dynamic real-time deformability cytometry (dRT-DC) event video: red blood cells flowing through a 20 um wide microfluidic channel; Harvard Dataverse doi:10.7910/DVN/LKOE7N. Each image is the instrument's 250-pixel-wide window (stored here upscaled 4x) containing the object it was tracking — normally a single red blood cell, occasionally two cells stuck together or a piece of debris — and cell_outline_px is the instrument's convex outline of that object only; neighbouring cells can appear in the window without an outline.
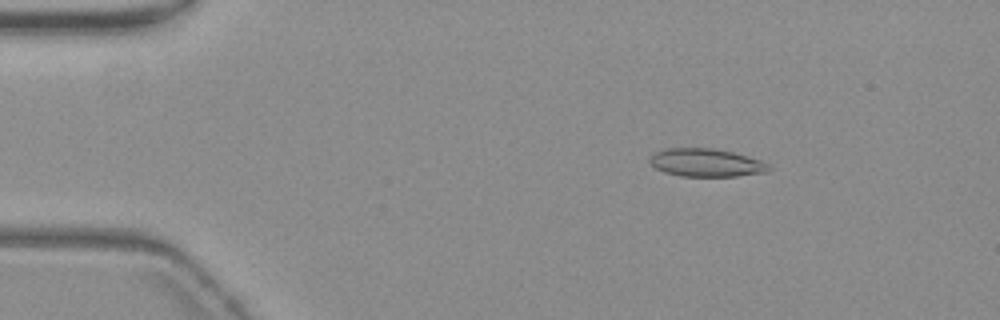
{"species": "common noctule bat (a hibernating species)", "species_latin": "Nyctalus noctula", "temperature_condition": "warm", "stored_images_in_passage": 55, "camera_frame_rate_fps": 3000, "um_per_image_px": 0.085, "animal": {"sex": "female", "body_mass_g": 19.3, "forearm_length_mm": 54.1}, "frame": {"image": 1, "passage_image": 8, "time_ms": 2.333, "image_size_px": [1000, 320], "cell_outline_px": [[772, 168], [768, 172], [736, 176], [680, 176], [664, 172], [656, 168], [648, 160], [656, 152], [668, 148], [712, 148], [732, 152], [748, 156], [760, 160], [768, 164]], "centroid_in_image_um": [60.05, 13.83], "position_along_channel_um": 25.0, "area_um2": 19.36}}
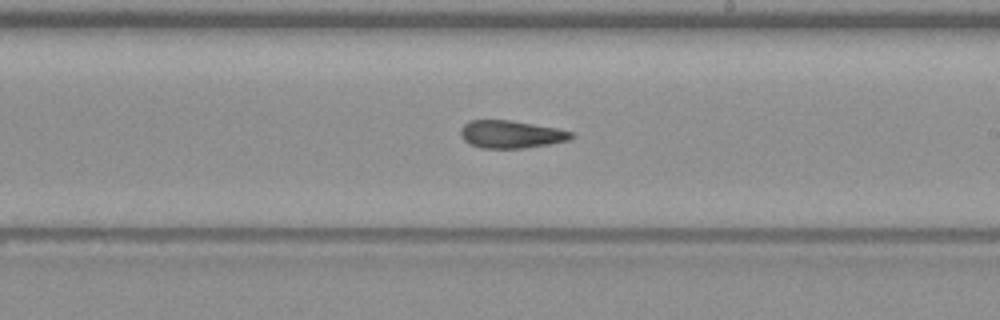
{"frame": {"image": 2, "passage_image": 32, "time_ms": 10.333, "image_size_px": [1000, 320], "cell_outline_px": [[572, 136], [568, 140], [548, 144], [524, 148], [480, 148], [468, 144], [460, 136], [460, 128], [468, 120], [508, 120], [560, 128], [572, 132]], "centroid_in_image_um": [43.38, 11.41], "position_along_channel_um": 245.6, "area_um2": 17.92}}
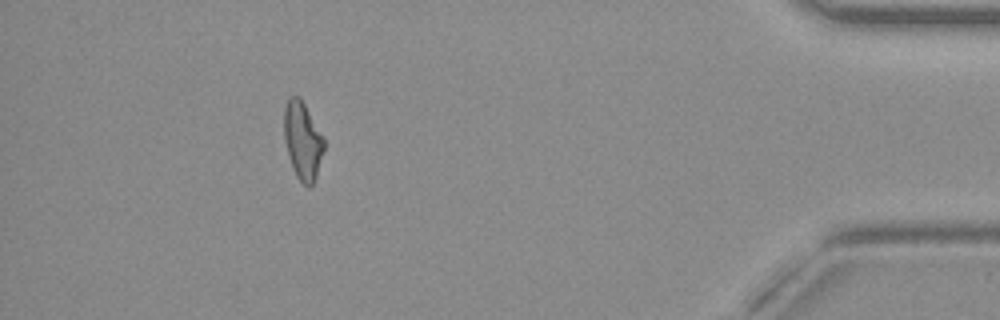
{"frame": {"image": 3, "passage_image": 50, "time_ms": 16.333, "image_size_px": [1000, 320], "cell_outline_px": [[324, 148], [316, 176], [312, 184], [308, 188], [296, 176], [292, 168], [288, 156], [284, 136], [284, 108], [288, 100], [292, 96], [300, 96], [324, 136]], "centroid_in_image_um": [25.72, 11.94], "position_along_channel_um": 409.5, "area_um2": 18.09}, "authors_computed_cell_mechanics": {"area_um2": 18.496, "velocity_mm_per_s": 3.6987, "shape_relaxation_time_tau1_ms": null, "shape_relaxation_time_tau2_ms": 5.1006, "deformation_change_tau1": null, "deformation_change_tau2": 0.1506}}